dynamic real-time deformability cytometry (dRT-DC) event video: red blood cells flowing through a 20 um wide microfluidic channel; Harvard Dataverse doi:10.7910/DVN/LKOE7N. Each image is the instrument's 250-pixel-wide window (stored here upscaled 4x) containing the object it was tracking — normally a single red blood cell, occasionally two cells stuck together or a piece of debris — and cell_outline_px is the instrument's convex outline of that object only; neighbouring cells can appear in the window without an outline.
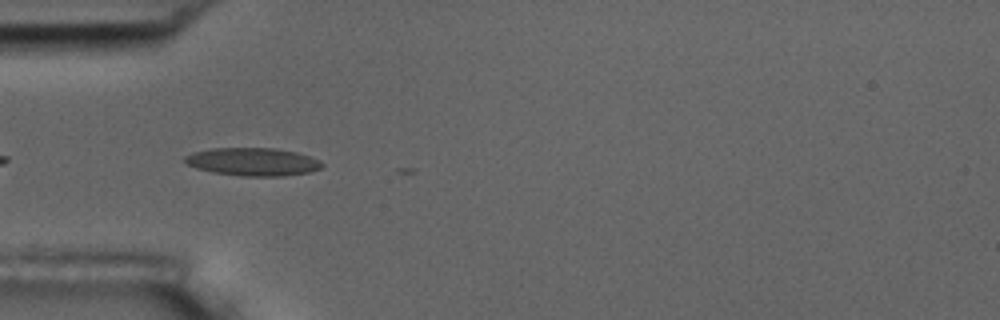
{"species": "common noctule bat (a hibernating species)", "species_latin": "Nyctalus noctula", "temperature_condition": "room temperature", "stored_images_in_passage": 7, "camera_frame_rate_fps": 3000, "um_per_image_px": 0.085, "animal": {"sex": "male", "body_mass_g": 17.5, "forearm_length_mm": 52.3}, "frame": {"image": 1, "passage_image": 3, "time_ms": 0.667, "image_size_px": [1000, 320], "cell_outline_px": [[324, 164], [320, 168], [308, 172], [280, 176], [244, 176], [212, 172], [196, 168], [188, 164], [184, 160], [184, 156], [192, 152], [212, 148], [276, 148], [296, 152], [320, 160]], "centroid_in_image_um": [21.47, 13.74], "position_along_channel_um": 63.5, "area_um2": 22.25}}